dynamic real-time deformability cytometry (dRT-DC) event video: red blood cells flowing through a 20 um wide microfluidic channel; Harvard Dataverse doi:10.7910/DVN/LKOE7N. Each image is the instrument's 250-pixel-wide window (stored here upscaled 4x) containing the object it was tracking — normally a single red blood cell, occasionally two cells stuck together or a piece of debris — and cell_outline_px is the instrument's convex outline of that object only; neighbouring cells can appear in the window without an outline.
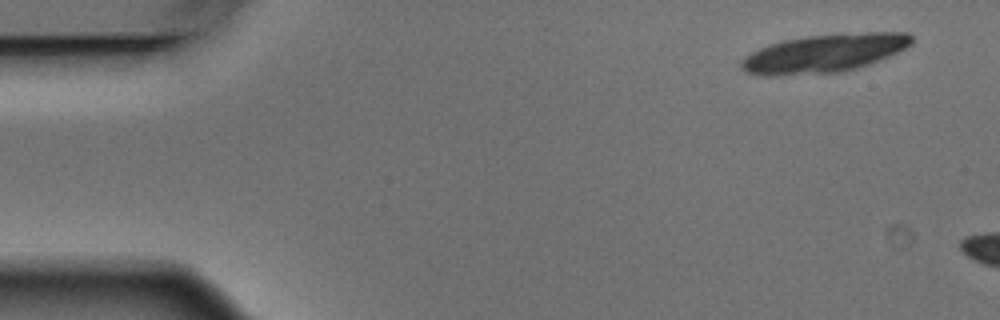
{"species": "Egyptian fruit bat (a non-hibernating species)", "species_latin": "Rousettus aegyptiacus", "temperature_condition": "warm", "stored_images_in_passage": 3, "camera_frame_rate_fps": 3000, "um_per_image_px": 0.085, "animal": {"sex": "male"}, "frame": {"image": 1, "passage_image": 1, "time_ms": 0.0, "image_size_px": [1000, 320], "cell_outline_px": [[912, 44], [880, 60], [856, 68], [840, 72], [780, 76], [760, 76], [748, 72], [740, 64], [744, 56], [768, 44], [784, 40], [808, 36], [864, 32], [908, 32], [912, 36]], "centroid_in_image_um": [70.05, 4.53], "position_along_channel_um": 15.0, "area_um2": 37.86}}